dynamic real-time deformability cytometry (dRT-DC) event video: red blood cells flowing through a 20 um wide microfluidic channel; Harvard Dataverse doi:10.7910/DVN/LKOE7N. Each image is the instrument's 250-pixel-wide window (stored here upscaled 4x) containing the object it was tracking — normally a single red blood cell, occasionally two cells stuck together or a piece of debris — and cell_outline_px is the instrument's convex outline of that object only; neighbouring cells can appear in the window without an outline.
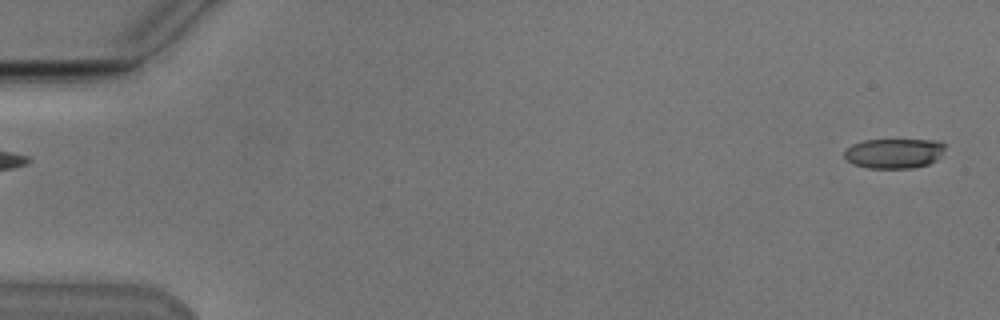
{"species": "Egyptian fruit bat (a non-hibernating species)", "species_latin": "Rousettus aegyptiacus", "temperature_condition": "cold", "stored_images_in_passage": 53, "camera_frame_rate_fps": 3000, "um_per_image_px": 0.085, "animal": {"sex": "male"}, "frame": {"image": 1, "passage_image": 1, "time_ms": 0.0, "image_size_px": [1000, 320], "cell_outline_px": [[944, 148], [940, 156], [936, 160], [928, 164], [912, 168], [868, 168], [852, 164], [844, 156], [844, 152], [852, 144], [864, 140], [940, 140], [944, 144]], "centroid_in_image_um": [75.99, 13.03], "position_along_channel_um": 9.0, "area_um2": 17.51}}
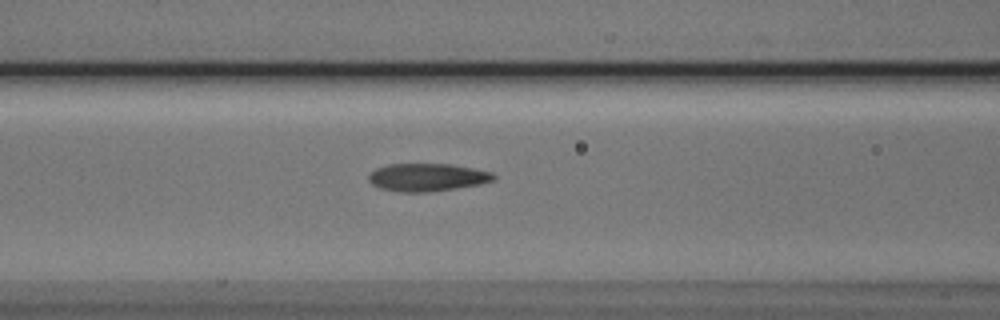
{"frame": {"image": 2, "passage_image": 22, "time_ms": 7.0, "image_size_px": [1000, 320], "cell_outline_px": [[496, 180], [480, 184], [456, 188], [428, 192], [400, 192], [380, 188], [372, 184], [368, 180], [368, 176], [376, 168], [388, 164], [448, 164], [472, 168], [492, 172], [496, 176]], "centroid_in_image_um": [36.32, 15.07], "position_along_channel_um": 130.3, "area_um2": 20.23}}
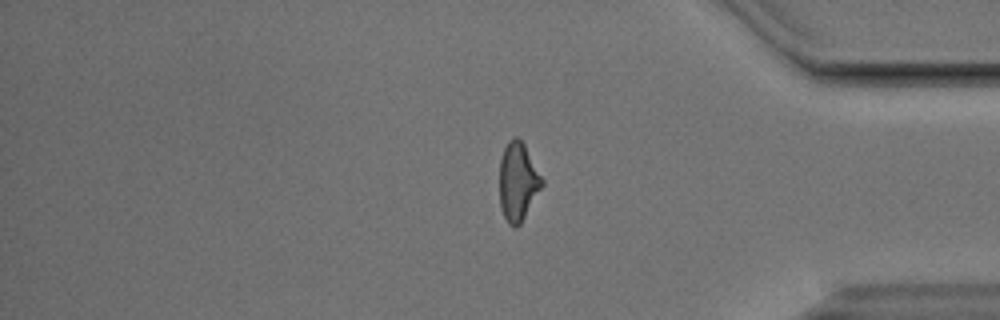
{"frame": {"image": 3, "passage_image": 44, "time_ms": 14.333, "image_size_px": [1000, 320], "cell_outline_px": [[544, 184], [520, 224], [516, 228], [512, 228], [508, 224], [504, 216], [500, 204], [500, 160], [504, 148], [508, 140], [512, 136], [516, 136], [524, 144], [544, 180]], "centroid_in_image_um": [44.02, 15.44], "position_along_channel_um": 391.2, "area_um2": 19.42}, "authors_computed_cell_mechanics": {"area_um2": 19.7098, "velocity_mm_per_s": 3.8432, "shape_relaxation_time_tau1_ms": 6.438, "shape_relaxation_time_tau2_ms": 2.5066, "deformation_change_tau1": 0.1876, "deformation_change_tau2": 0.1034}}